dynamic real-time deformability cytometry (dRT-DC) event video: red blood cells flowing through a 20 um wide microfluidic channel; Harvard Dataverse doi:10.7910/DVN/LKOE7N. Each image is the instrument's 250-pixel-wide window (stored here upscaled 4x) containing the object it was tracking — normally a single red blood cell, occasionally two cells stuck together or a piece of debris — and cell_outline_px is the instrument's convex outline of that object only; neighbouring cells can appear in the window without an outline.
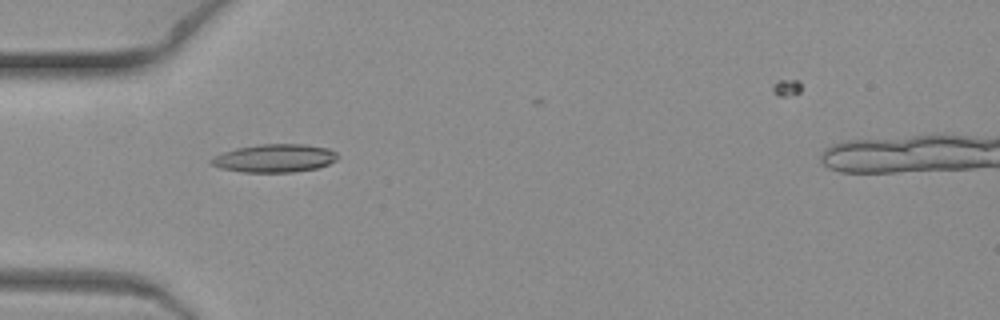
{"species": "common noctule bat (a hibernating species)", "species_latin": "Nyctalus noctula", "temperature_condition": "warm", "stored_images_in_passage": 8, "camera_frame_rate_fps": 3000, "um_per_image_px": 0.085, "animal": {"sex": "female", "body_mass_g": 19.3, "forearm_length_mm": 54.1}, "frame": {"image": 1, "passage_image": 7, "time_ms": 2.0, "image_size_px": [1000, 320], "cell_outline_px": [[340, 156], [336, 160], [328, 164], [316, 168], [292, 172], [244, 172], [220, 168], [212, 164], [208, 160], [224, 152], [236, 148], [260, 144], [304, 144], [328, 148], [336, 152]], "centroid_in_image_um": [23.37, 13.44], "position_along_channel_um": 61.6, "area_um2": 20.63}}
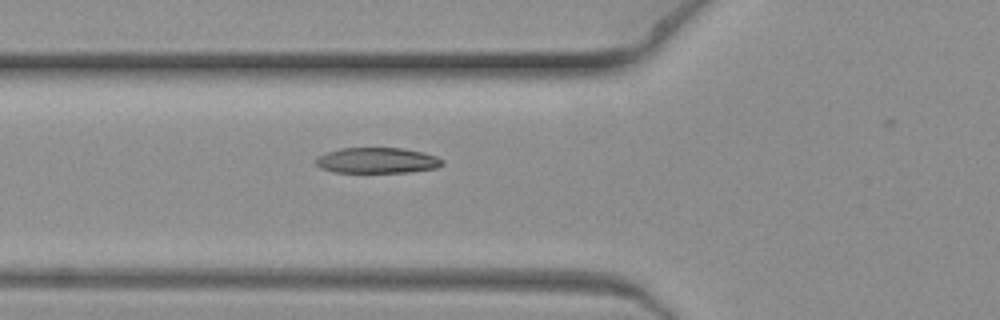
{"frame": {"image": 2, "passage_image": 8, "time_ms": 2.333, "image_size_px": [1000, 320], "cell_outline_px": [[444, 164], [436, 168], [408, 172], [332, 172], [320, 168], [316, 164], [316, 156], [340, 148], [404, 148], [424, 152], [436, 156], [444, 160]], "centroid_in_image_um": [32.07, 13.63], "position_along_channel_um": 93.7, "area_um2": 19.02}}